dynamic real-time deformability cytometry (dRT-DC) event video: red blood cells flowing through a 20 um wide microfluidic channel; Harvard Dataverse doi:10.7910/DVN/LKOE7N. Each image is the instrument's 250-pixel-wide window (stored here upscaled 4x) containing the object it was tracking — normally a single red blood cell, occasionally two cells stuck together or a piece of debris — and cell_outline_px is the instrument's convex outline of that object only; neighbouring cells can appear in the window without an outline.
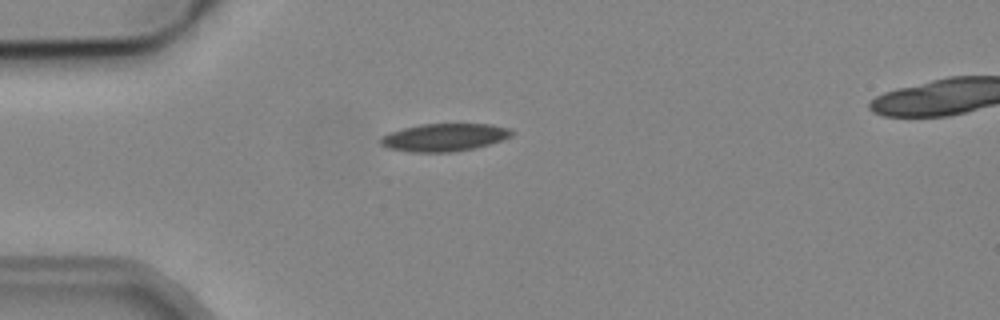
{"species": "common noctule bat (a hibernating species)", "species_latin": "Nyctalus noctula", "temperature_condition": "cold", "stored_images_in_passage": 4, "camera_frame_rate_fps": 3000, "um_per_image_px": 0.085, "animal": {"sex": "male", "body_mass_g": 19.2, "forearm_length_mm": 51.8}, "frame": {"image": 1, "passage_image": 1, "time_ms": 0.0, "image_size_px": [1000, 320], "cell_outline_px": [[516, 132], [512, 136], [476, 148], [452, 152], [412, 152], [388, 148], [380, 144], [380, 136], [388, 132], [420, 124], [492, 124], [508, 128]], "centroid_in_image_um": [37.75, 11.67], "position_along_channel_um": 47.2, "area_um2": 21.27}}
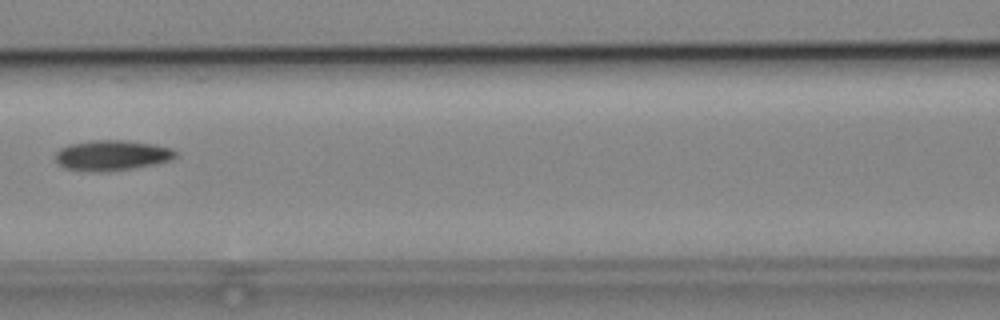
{"frame": {"image": 2, "passage_image": 4, "time_ms": 3.333, "image_size_px": [1000, 320], "cell_outline_px": [[176, 156], [172, 160], [156, 164], [132, 168], [96, 172], [64, 168], [56, 160], [56, 152], [60, 148], [68, 144], [92, 140], [124, 140], [152, 144], [172, 148], [176, 152]], "centroid_in_image_um": [9.51, 13.19], "position_along_channel_um": 157.1, "area_um2": 21.15}}